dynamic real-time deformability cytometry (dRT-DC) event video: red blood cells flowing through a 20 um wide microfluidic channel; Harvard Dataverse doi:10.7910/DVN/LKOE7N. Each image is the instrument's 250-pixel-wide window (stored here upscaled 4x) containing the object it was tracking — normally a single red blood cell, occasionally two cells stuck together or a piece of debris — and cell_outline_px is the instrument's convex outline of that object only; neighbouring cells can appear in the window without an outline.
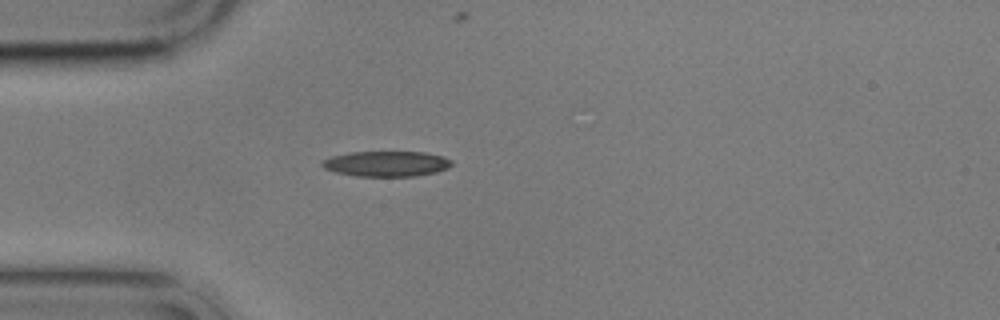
{"species": "common noctule bat (a hibernating species)", "species_latin": "Nyctalus noctula", "temperature_condition": "cold", "stored_images_in_passage": 1, "camera_frame_rate_fps": 3000, "um_per_image_px": 0.085, "animal": {"sex": "male", "body_mass_g": 17.9}, "frame": {"image": 1, "passage_image": 1, "time_ms": 0.0, "image_size_px": [1000, 320], "cell_outline_px": [[452, 164], [448, 168], [436, 172], [416, 176], [356, 176], [336, 172], [324, 168], [320, 164], [320, 160], [332, 156], [348, 152], [424, 152], [444, 156], [452, 160]], "centroid_in_image_um": [32.84, 13.91], "position_along_channel_um": 52.2, "area_um2": 19.31}}